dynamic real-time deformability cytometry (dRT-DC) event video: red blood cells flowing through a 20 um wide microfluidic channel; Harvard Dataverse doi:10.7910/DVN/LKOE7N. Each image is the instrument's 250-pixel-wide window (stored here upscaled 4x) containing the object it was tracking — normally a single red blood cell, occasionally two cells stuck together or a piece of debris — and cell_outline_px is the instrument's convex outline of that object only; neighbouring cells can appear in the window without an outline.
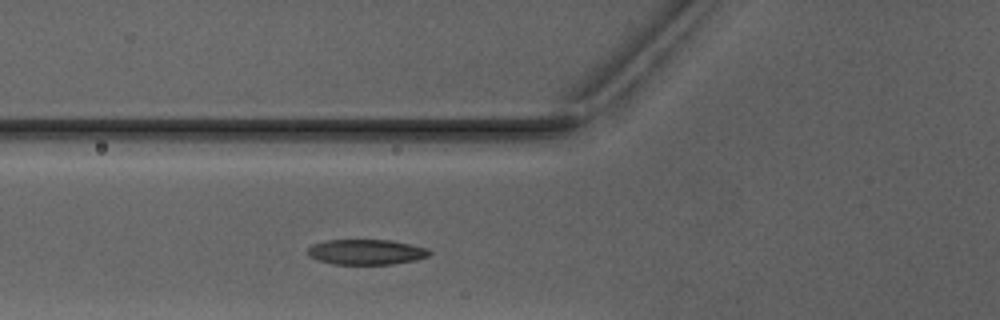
{"species": "Egyptian fruit bat (a non-hibernating species)", "species_latin": "Rousettus aegyptiacus", "temperature_condition": "warm", "stored_images_in_passage": 3, "camera_frame_rate_fps": 3000, "um_per_image_px": 0.085, "animal": {"sex": "male"}, "frame": {"image": 1, "passage_image": 3, "time_ms": 2.333, "image_size_px": [1000, 320], "cell_outline_px": [[432, 252], [428, 256], [416, 260], [392, 264], [332, 264], [316, 260], [308, 256], [308, 248], [312, 244], [328, 240], [388, 240], [428, 248]], "centroid_in_image_um": [31.1, 21.42], "position_along_channel_um": 94.7, "area_um2": 17.92}}